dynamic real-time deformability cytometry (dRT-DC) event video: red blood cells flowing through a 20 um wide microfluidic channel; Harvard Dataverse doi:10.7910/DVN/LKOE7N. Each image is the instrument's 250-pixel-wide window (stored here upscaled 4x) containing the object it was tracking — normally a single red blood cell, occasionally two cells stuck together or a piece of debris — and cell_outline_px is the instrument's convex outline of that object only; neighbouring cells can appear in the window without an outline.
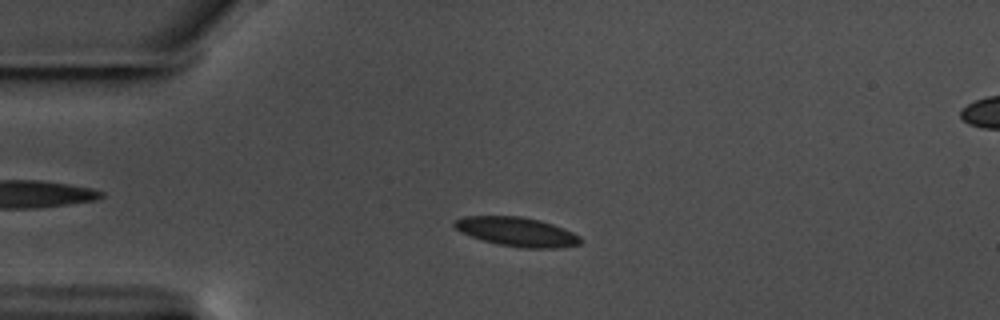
{"species": "common noctule bat (a hibernating species)", "species_latin": "Nyctalus noctula", "temperature_condition": "warm", "stored_images_in_passage": 56, "camera_frame_rate_fps": 3000, "um_per_image_px": 0.085, "animal": {"sex": "male", "body_mass_g": 17.5, "forearm_length_mm": 52.3}, "frame": {"image": 1, "passage_image": 13, "time_ms": 4.0, "image_size_px": [1000, 320], "cell_outline_px": [[584, 240], [580, 244], [556, 248], [520, 248], [496, 244], [472, 236], [456, 228], [452, 224], [456, 220], [464, 216], [520, 216], [540, 220], [552, 224], [572, 232], [580, 236]], "centroid_in_image_um": [43.97, 19.7], "position_along_channel_um": 41.0, "area_um2": 21.27}}
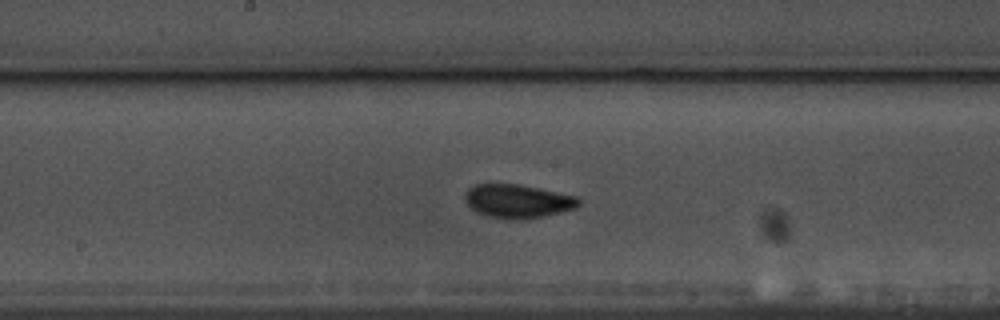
{"frame": {"image": 2, "passage_image": 29, "time_ms": 9.333, "image_size_px": [1000, 320], "cell_outline_px": [[580, 204], [576, 208], [544, 216], [488, 216], [476, 212], [464, 200], [464, 196], [468, 188], [476, 184], [520, 184], [576, 196], [580, 200]], "centroid_in_image_um": [44.0, 17.04], "position_along_channel_um": 204.2, "area_um2": 21.39}}
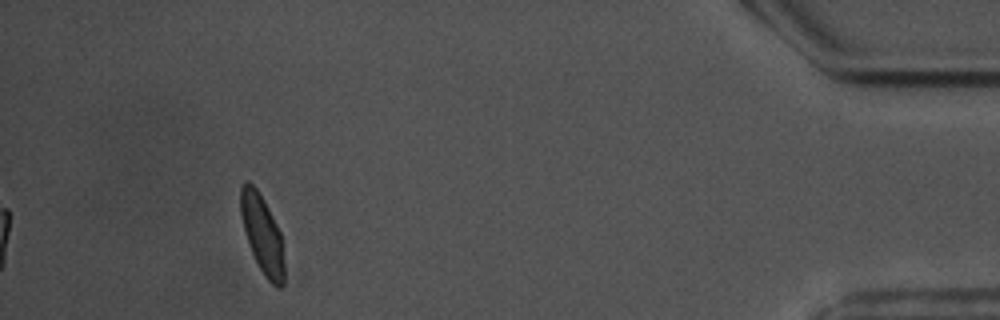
{"frame": {"image": 3, "passage_image": 52, "time_ms": 17.0, "image_size_px": [1000, 320], "cell_outline_px": [[284, 284], [280, 288], [276, 288], [264, 276], [252, 252], [244, 228], [240, 212], [240, 188], [248, 180], [256, 188], [264, 200], [280, 232], [284, 264]], "centroid_in_image_um": [22.3, 19.93], "position_along_channel_um": 412.9, "area_um2": 19.54}, "authors_computed_cell_mechanics": {"area_um2": 20.6635, "velocity_mm_per_s": 3.5552, "shape_relaxation_time_tau1_ms": 3.4868, "shape_relaxation_time_tau2_ms": 1.1182, "deformation_change_tau1": 0.1035, "deformation_change_tau2": 0.0577}}